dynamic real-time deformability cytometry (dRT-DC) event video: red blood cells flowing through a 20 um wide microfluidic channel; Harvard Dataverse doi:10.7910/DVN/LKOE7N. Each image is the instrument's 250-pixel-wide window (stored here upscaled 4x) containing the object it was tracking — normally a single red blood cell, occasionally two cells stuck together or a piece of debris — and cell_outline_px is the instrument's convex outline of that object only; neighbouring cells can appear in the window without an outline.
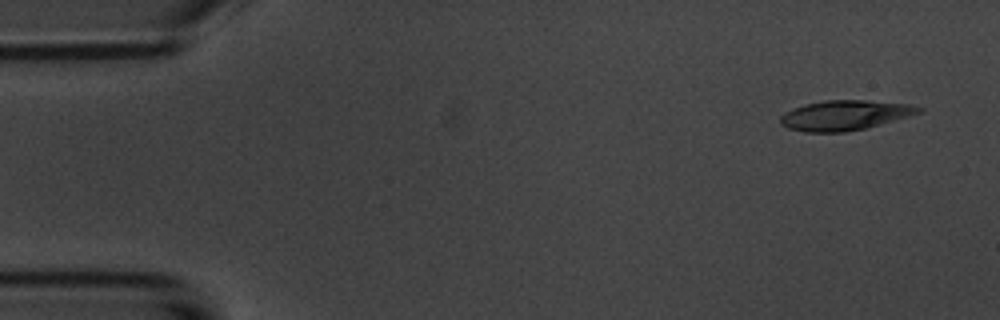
{"species": "common noctule bat (a hibernating species)", "species_latin": "Nyctalus noctula", "temperature_condition": "room temperature", "stored_images_in_passage": 5, "camera_frame_rate_fps": 3000, "um_per_image_px": 0.085, "animal": {"sex": "male", "body_mass_g": 20.1, "forearm_length_mm": 53.5}, "frame": {"image": 1, "passage_image": 1, "time_ms": 0.0, "image_size_px": [1000, 320], "cell_outline_px": [[924, 108], [920, 112], [908, 116], [864, 128], [844, 132], [804, 132], [788, 128], [780, 124], [780, 116], [784, 112], [792, 108], [804, 104], [824, 100], [864, 100], [908, 104]], "centroid_in_image_um": [71.73, 9.79], "position_along_channel_um": 13.3, "area_um2": 23.93}}
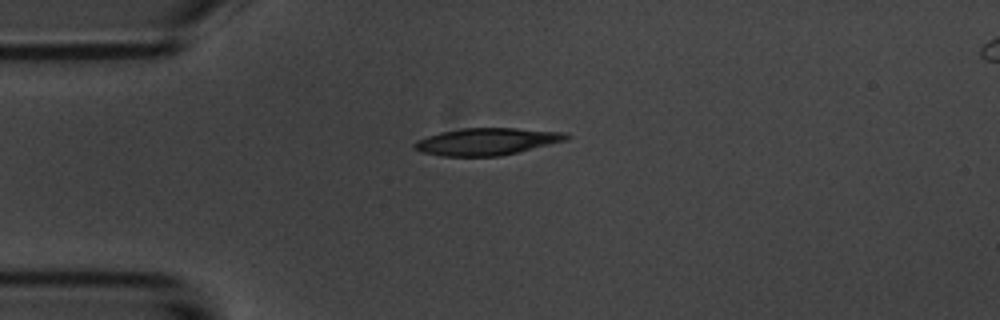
{"frame": {"image": 2, "passage_image": 3, "time_ms": 3.333, "image_size_px": [1000, 320], "cell_outline_px": [[572, 136], [568, 140], [500, 156], [440, 156], [424, 152], [412, 148], [412, 144], [416, 140], [440, 132], [460, 128], [516, 128], [564, 132]], "centroid_in_image_um": [41.37, 12.02], "position_along_channel_um": 43.6, "area_um2": 24.04}}
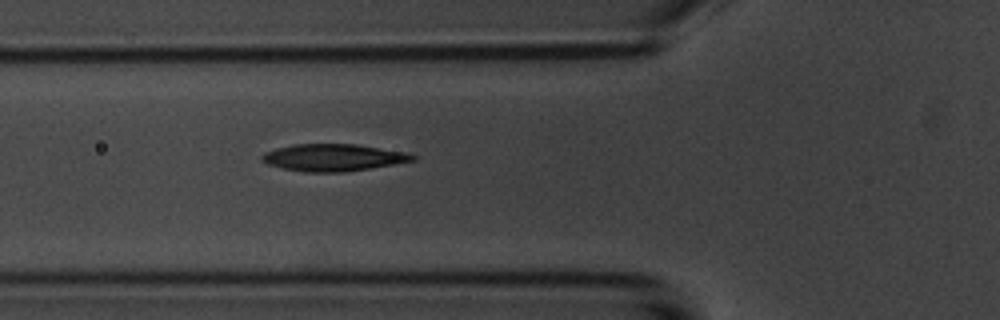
{"frame": {"image": 3, "passage_image": 5, "time_ms": 5.333, "image_size_px": [1000, 320], "cell_outline_px": [[416, 160], [344, 172], [304, 172], [284, 168], [268, 164], [260, 160], [260, 156], [264, 152], [276, 148], [296, 144], [356, 144], [408, 152], [416, 156]], "centroid_in_image_um": [28.31, 13.38], "position_along_channel_um": 97.5, "area_um2": 23.7}}